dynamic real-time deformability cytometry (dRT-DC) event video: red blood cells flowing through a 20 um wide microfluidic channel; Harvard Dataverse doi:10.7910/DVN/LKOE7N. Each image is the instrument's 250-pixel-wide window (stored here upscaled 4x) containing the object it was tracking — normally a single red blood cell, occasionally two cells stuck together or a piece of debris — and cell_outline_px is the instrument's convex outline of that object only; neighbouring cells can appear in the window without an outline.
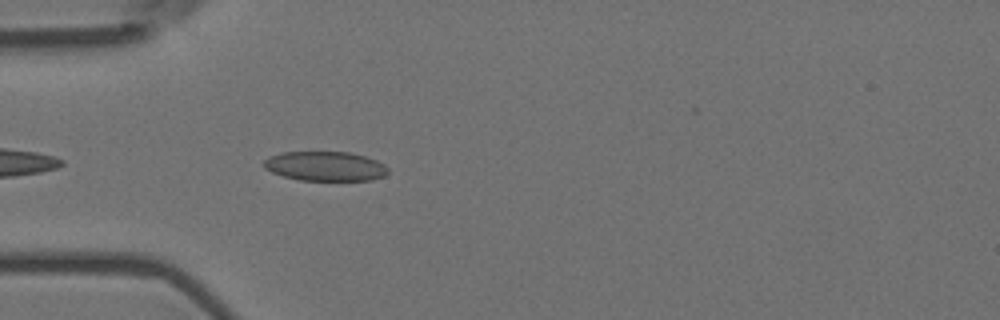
{"species": "Egyptian fruit bat (a non-hibernating species)", "species_latin": "Rousettus aegyptiacus", "temperature_condition": "room temperature", "stored_images_in_passage": 5, "camera_frame_rate_fps": 3000, "um_per_image_px": 0.085, "animal": {"sex": "female"}, "frame": {"image": 1, "passage_image": 5, "time_ms": 1.333, "image_size_px": [1000, 320], "cell_outline_px": [[388, 172], [384, 176], [372, 180], [300, 180], [284, 176], [272, 172], [264, 168], [264, 160], [268, 156], [280, 152], [352, 152], [376, 160], [384, 164], [388, 168]], "centroid_in_image_um": [27.64, 14.12], "position_along_channel_um": 57.4, "area_um2": 21.39}}